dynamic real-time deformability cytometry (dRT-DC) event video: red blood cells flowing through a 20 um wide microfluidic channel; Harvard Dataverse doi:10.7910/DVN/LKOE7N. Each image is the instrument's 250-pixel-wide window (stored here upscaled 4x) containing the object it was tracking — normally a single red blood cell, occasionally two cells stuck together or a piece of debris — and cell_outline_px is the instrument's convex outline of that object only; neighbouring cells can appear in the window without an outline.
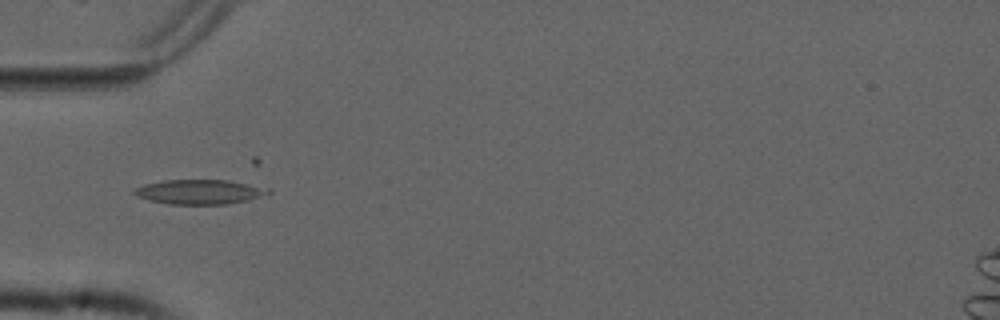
{"species": "common noctule bat (a hibernating species)", "species_latin": "Nyctalus noctula", "temperature_condition": "cold", "stored_images_in_passage": 37, "camera_frame_rate_fps": 3000, "um_per_image_px": 0.085, "animal": {"sex": "male", "forearm_length_mm": 52.5}, "frame": {"image": 1, "passage_image": 6, "time_ms": 1.667, "image_size_px": [1000, 320], "cell_outline_px": [[272, 192], [248, 200], [228, 204], [168, 204], [136, 196], [132, 192], [132, 188], [144, 184], [164, 180], [228, 180], [272, 188]], "centroid_in_image_um": [16.97, 16.3], "position_along_channel_um": 68.0, "area_um2": 19.31}}
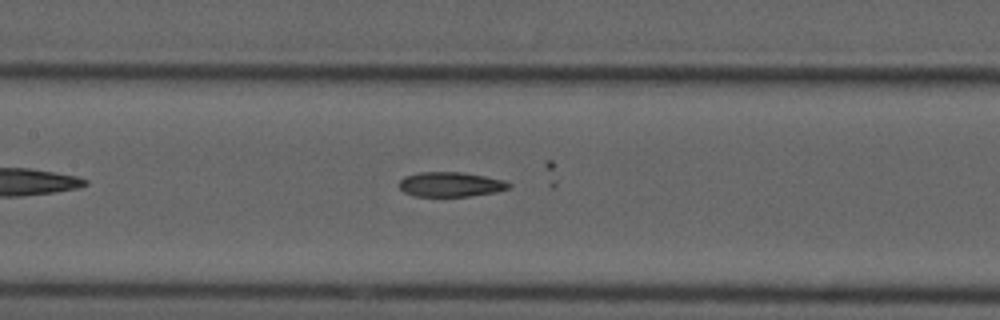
{"frame": {"image": 2, "passage_image": 14, "time_ms": 4.333, "image_size_px": [1000, 320], "cell_outline_px": [[512, 184], [508, 188], [496, 192], [468, 196], [416, 196], [404, 192], [400, 188], [400, 180], [404, 176], [420, 172], [460, 172], [484, 176], [504, 180]], "centroid_in_image_um": [38.3, 15.67], "position_along_channel_um": 169.1, "area_um2": 15.66}}
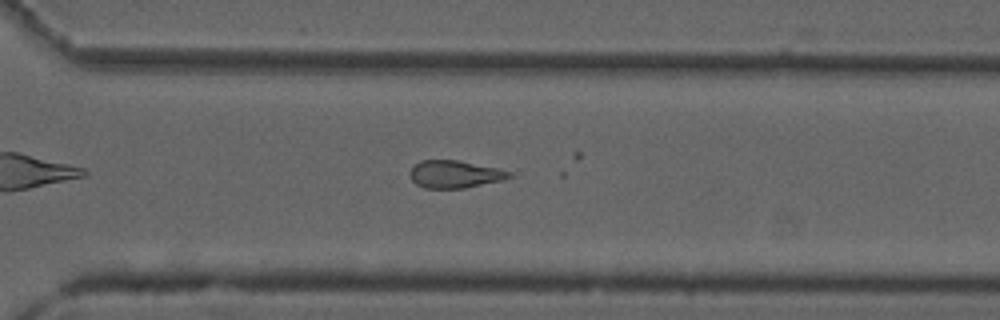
{"frame": {"image": 3, "passage_image": 27, "time_ms": 8.667, "image_size_px": [1000, 320], "cell_outline_px": [[512, 176], [504, 180], [464, 188], [424, 188], [416, 184], [412, 180], [408, 172], [420, 160], [456, 160], [496, 168], [512, 172]], "centroid_in_image_um": [38.64, 14.81], "position_along_channel_um": 332.0, "area_um2": 15.84}}